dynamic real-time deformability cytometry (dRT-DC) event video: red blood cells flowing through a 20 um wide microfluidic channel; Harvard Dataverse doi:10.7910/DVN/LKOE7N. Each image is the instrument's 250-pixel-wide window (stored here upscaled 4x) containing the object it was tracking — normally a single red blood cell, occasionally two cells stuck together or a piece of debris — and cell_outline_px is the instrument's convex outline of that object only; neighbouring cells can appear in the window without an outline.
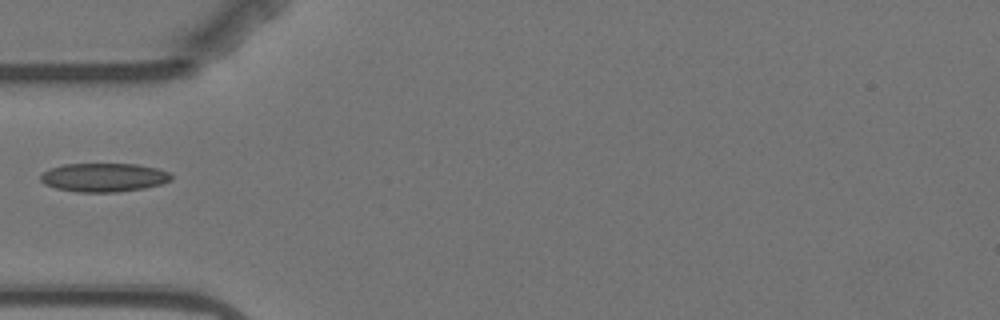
{"species": "Egyptian fruit bat (a non-hibernating species)", "species_latin": "Rousettus aegyptiacus", "temperature_condition": "warm", "stored_images_in_passage": 6, "camera_frame_rate_fps": 3000, "um_per_image_px": 0.085, "animal": {"sex": "female"}, "frame": {"image": 1, "passage_image": 5, "time_ms": 4.667, "image_size_px": [1000, 320], "cell_outline_px": [[172, 180], [160, 184], [144, 188], [116, 192], [76, 192], [56, 188], [44, 184], [40, 180], [40, 176], [44, 172], [52, 168], [64, 164], [136, 164], [156, 168], [168, 172], [172, 176]], "centroid_in_image_um": [8.82, 15.08], "position_along_channel_um": 76.2, "area_um2": 21.73}}